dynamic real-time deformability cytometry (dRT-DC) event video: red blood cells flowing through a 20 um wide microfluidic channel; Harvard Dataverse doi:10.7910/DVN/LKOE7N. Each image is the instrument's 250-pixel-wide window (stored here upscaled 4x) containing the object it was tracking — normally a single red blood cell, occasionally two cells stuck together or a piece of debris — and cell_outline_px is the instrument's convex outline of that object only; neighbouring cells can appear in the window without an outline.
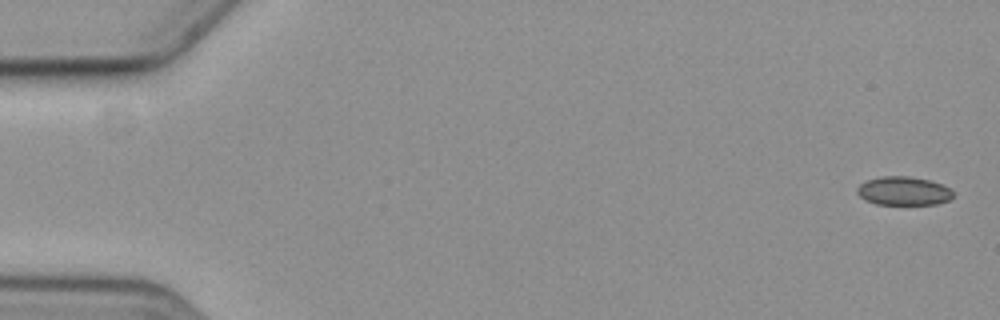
{"species": "common noctule bat (a hibernating species)", "species_latin": "Nyctalus noctula", "temperature_condition": "cold", "stored_images_in_passage": 5, "camera_frame_rate_fps": 3000, "um_per_image_px": 0.085, "animal": {"sex": "female", "body_mass_g": 19.3, "forearm_length_mm": 54.1}, "frame": {"image": 1, "passage_image": 1, "time_ms": 0.0, "image_size_px": [1000, 320], "cell_outline_px": [[952, 196], [948, 200], [936, 204], [876, 204], [860, 196], [856, 192], [856, 188], [860, 184], [868, 180], [880, 176], [908, 176], [928, 180], [940, 184], [948, 188], [952, 192]], "centroid_in_image_um": [76.77, 16.23], "position_along_channel_um": 8.2, "area_um2": 15.72}}